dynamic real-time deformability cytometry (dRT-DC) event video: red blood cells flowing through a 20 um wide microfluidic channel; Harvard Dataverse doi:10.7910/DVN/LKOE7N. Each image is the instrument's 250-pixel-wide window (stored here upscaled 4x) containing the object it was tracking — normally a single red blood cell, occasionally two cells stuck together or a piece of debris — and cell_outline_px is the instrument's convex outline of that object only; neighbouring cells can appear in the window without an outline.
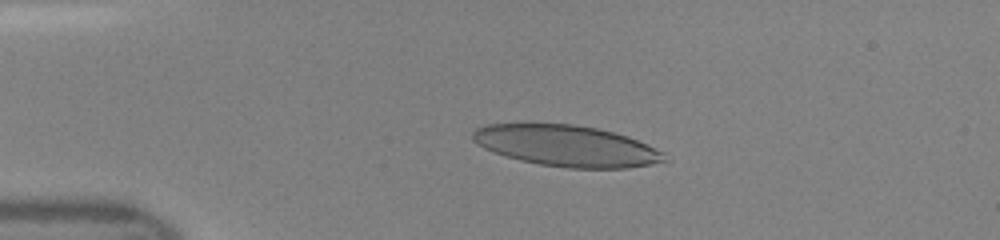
{"species": "human", "species_latin": "Homo sapiens", "temperature_condition": "room temperature", "stored_images_in_passage": 38, "camera_frame_rate_fps": 3000, "um_per_image_px": 0.085, "donor": {"sex": "female"}, "frame": {"image": 1, "passage_image": 9, "time_ms": 2.667, "image_size_px": [1000, 240], "cell_outline_px": [[672, 160], [628, 168], [568, 168], [540, 164], [520, 160], [484, 148], [476, 144], [472, 140], [472, 132], [476, 128], [488, 124], [528, 120], [572, 124], [596, 128], [628, 136], [664, 152]], "centroid_in_image_um": [48.1, 12.35], "position_along_channel_um": 36.9, "area_um2": 46.99}}
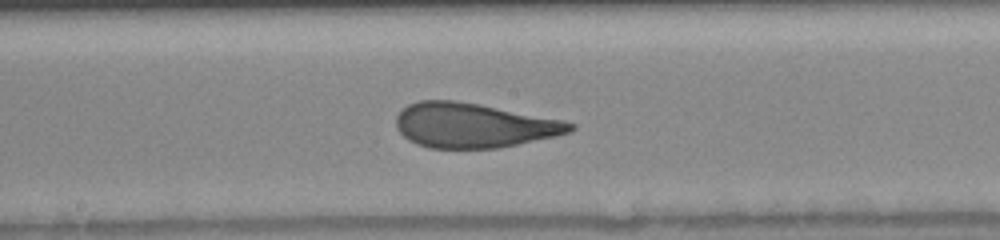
{"frame": {"image": 2, "passage_image": 24, "time_ms": 7.667, "image_size_px": [1000, 240], "cell_outline_px": [[576, 128], [568, 132], [552, 136], [516, 144], [496, 148], [428, 148], [416, 144], [408, 140], [396, 128], [396, 116], [408, 104], [420, 100], [456, 100], [480, 104], [564, 120], [576, 124]], "centroid_in_image_um": [40.21, 10.64], "position_along_channel_um": 208.0, "area_um2": 45.08}}
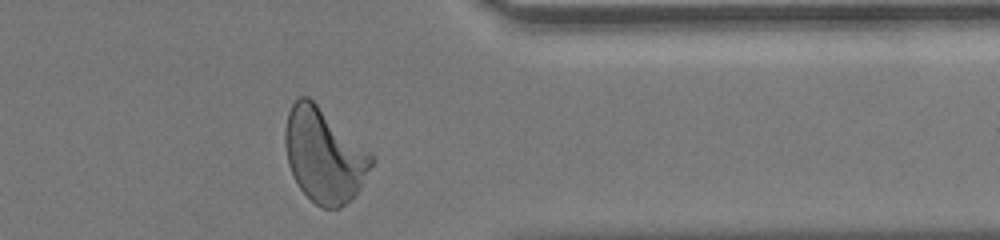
{"frame": {"image": 3, "passage_image": 37, "time_ms": 12.0, "image_size_px": [1000, 240], "cell_outline_px": [[376, 160], [356, 196], [340, 208], [320, 208], [300, 188], [288, 164], [284, 144], [284, 132], [288, 112], [292, 104], [300, 96], [308, 96], [376, 156]], "centroid_in_image_um": [27.58, 13.21], "position_along_channel_um": 383.8, "area_um2": 47.57}}